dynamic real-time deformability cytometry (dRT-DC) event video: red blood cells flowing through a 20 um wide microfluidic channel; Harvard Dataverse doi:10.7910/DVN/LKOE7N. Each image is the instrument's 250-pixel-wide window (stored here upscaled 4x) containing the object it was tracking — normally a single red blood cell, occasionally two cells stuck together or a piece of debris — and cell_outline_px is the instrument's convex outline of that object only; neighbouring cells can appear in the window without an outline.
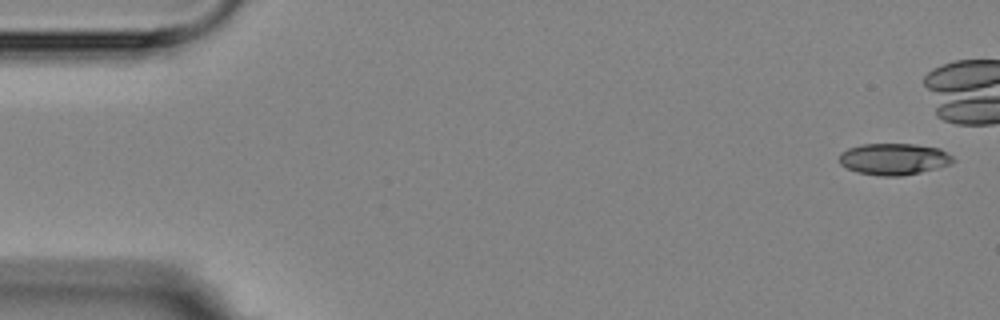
{"species": "Egyptian fruit bat (a non-hibernating species)", "species_latin": "Rousettus aegyptiacus", "temperature_condition": "room temperature", "stored_images_in_passage": 2, "camera_frame_rate_fps": 3000, "um_per_image_px": 0.085, "animal": {"sex": "female"}, "frame": {"image": 1, "passage_image": 2, "time_ms": 1.333, "image_size_px": [1000, 320], "cell_outline_px": [[956, 160], [948, 164], [936, 168], [920, 172], [900, 176], [876, 176], [856, 172], [840, 164], [840, 152], [848, 148], [860, 144], [916, 144], [940, 148], [952, 156]], "centroid_in_image_um": [75.96, 13.51], "position_along_channel_um": 9.0, "area_um2": 20.98}}